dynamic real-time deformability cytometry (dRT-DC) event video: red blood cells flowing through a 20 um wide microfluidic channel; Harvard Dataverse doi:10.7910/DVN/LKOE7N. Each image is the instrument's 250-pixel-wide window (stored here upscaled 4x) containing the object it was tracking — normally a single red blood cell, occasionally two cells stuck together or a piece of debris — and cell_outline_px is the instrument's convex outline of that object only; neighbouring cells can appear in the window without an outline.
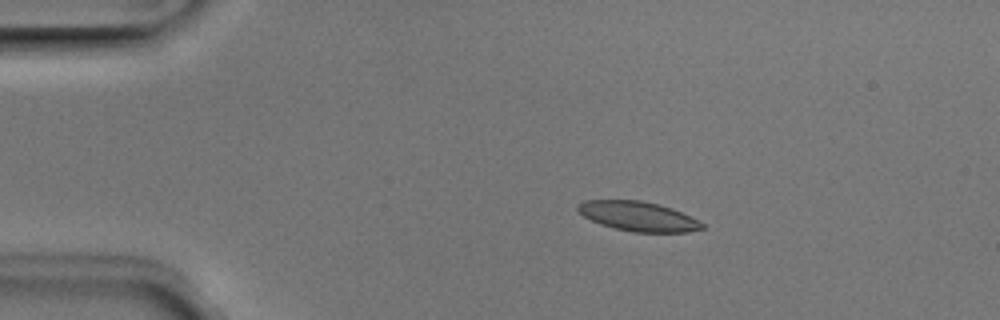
{"species": "Egyptian fruit bat (a non-hibernating species)", "species_latin": "Rousettus aegyptiacus", "temperature_condition": "room temperature", "stored_images_in_passage": 43, "camera_frame_rate_fps": 3000, "um_per_image_px": 0.085, "animal": {"sex": "male"}, "frame": {"image": 1, "passage_image": 1, "time_ms": 0.0, "image_size_px": [1000, 320], "cell_outline_px": [[704, 228], [688, 232], [632, 232], [600, 224], [584, 216], [576, 208], [584, 200], [640, 200], [660, 204], [672, 208], [704, 224]], "centroid_in_image_um": [54.24, 18.38], "position_along_channel_um": 30.8, "area_um2": 21.15}}
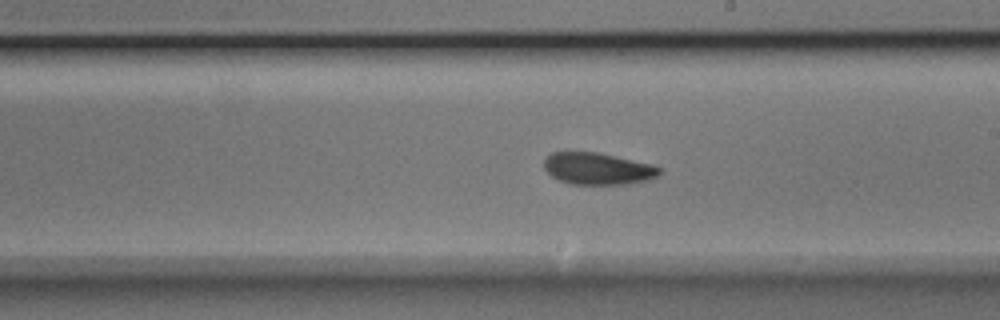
{"frame": {"image": 2, "passage_image": 21, "time_ms": 6.667, "image_size_px": [1000, 320], "cell_outline_px": [[660, 176], [648, 180], [628, 184], [572, 184], [560, 180], [552, 176], [544, 168], [544, 160], [552, 152], [596, 152], [652, 164], [660, 168]], "centroid_in_image_um": [50.83, 14.34], "position_along_channel_um": 238.2, "area_um2": 21.33}}
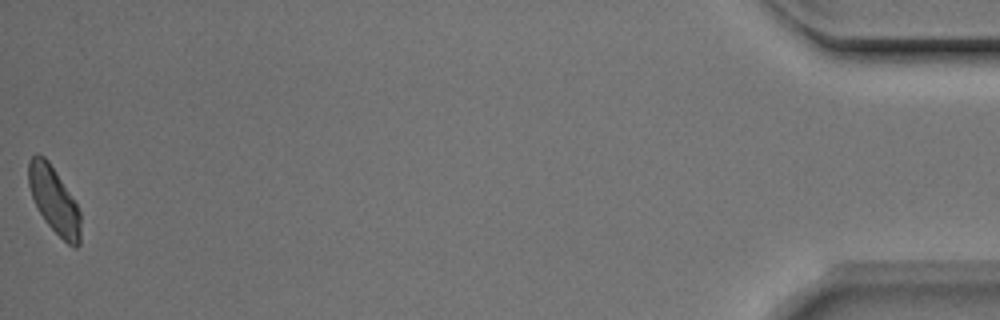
{"frame": {"image": 3, "passage_image": 43, "time_ms": 14.0, "image_size_px": [1000, 320], "cell_outline_px": [[80, 244], [76, 248], [68, 244], [44, 220], [32, 196], [28, 184], [28, 160], [36, 152], [44, 156], [48, 160], [56, 172], [76, 204], [80, 212]], "centroid_in_image_um": [4.58, 16.99], "position_along_channel_um": 430.6, "area_um2": 19.83}, "authors_computed_cell_mechanics": {"area_um2": 21.3282, "velocity_mm_per_s": 3.9306, "shape_relaxation_time_tau1_ms": 5.6135, "shape_relaxation_time_tau2_ms": 5.4764, "deformation_change_tau1": 0.1198, "deformation_change_tau2": 0.0973}}